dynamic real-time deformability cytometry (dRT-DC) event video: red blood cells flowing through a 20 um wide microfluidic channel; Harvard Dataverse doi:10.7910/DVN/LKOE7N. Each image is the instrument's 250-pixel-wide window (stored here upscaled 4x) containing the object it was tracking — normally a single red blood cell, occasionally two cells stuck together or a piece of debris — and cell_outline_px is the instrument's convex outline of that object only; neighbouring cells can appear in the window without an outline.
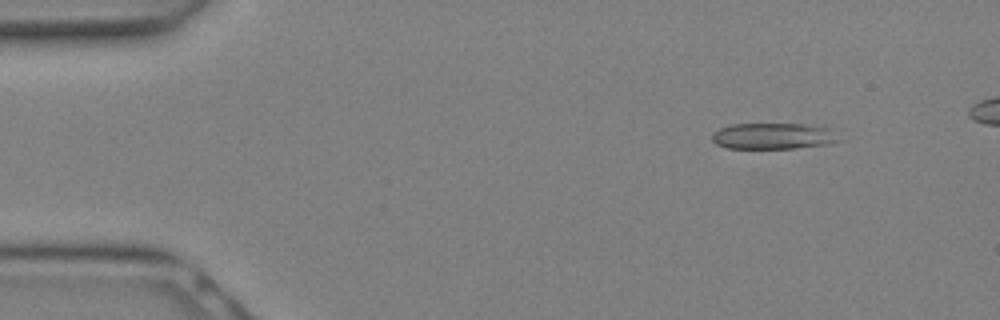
{"species": "Egyptian fruit bat (a non-hibernating species)", "species_latin": "Rousettus aegyptiacus", "temperature_condition": "warm", "stored_images_in_passage": 9, "camera_frame_rate_fps": 3000, "um_per_image_px": 0.085, "animal": {"sex": "female"}, "frame": {"image": 1, "passage_image": 2, "time_ms": 0.333, "image_size_px": [1000, 320], "cell_outline_px": [[844, 140], [828, 144], [796, 148], [728, 148], [716, 144], [712, 140], [712, 132], [720, 128], [732, 124], [804, 124], [832, 128]], "centroid_in_image_um": [65.79, 11.56], "position_along_channel_um": 19.2, "area_um2": 19.59}}